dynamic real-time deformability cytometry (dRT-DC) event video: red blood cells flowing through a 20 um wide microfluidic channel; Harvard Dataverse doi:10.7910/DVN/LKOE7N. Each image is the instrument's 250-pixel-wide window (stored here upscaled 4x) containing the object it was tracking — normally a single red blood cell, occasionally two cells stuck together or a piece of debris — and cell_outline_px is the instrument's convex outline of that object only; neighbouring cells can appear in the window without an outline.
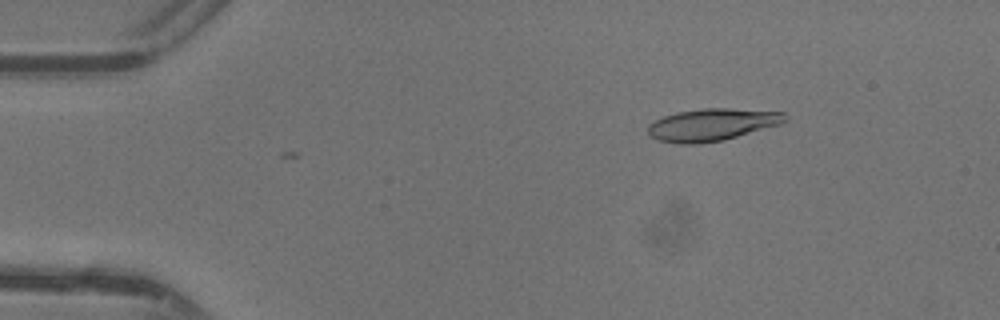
{"species": "common noctule bat (a hibernating species)", "species_latin": "Nyctalus noctula", "temperature_condition": "warm", "stored_images_in_passage": 5, "camera_frame_rate_fps": 3000, "um_per_image_px": 0.085, "animal": {"sex": "female"}, "frame": {"image": 1, "passage_image": 4, "time_ms": 1.0, "image_size_px": [1000, 320], "cell_outline_px": [[788, 120], [780, 124], [724, 140], [700, 144], [680, 144], [660, 140], [652, 136], [648, 132], [648, 124], [664, 116], [676, 112], [704, 108], [728, 108], [784, 112], [788, 116]], "centroid_in_image_um": [60.54, 10.59], "position_along_channel_um": 24.5, "area_um2": 25.72}}